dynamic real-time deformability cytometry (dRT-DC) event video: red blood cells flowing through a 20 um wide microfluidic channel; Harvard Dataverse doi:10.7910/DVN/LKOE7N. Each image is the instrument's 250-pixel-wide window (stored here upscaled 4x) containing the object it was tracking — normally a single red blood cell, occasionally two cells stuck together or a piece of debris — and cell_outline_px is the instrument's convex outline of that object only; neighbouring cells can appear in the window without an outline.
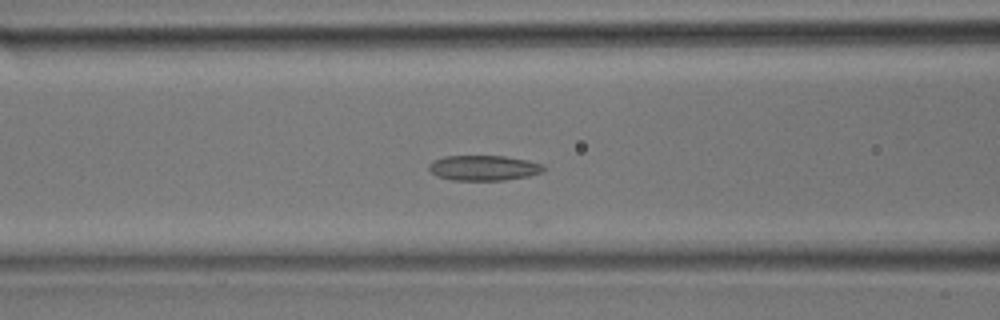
{"species": "common noctule bat (a hibernating species)", "species_latin": "Nyctalus noctula", "temperature_condition": "room temperature", "stored_images_in_passage": 24, "camera_frame_rate_fps": 3000, "um_per_image_px": 0.085, "animal": {"sex": "male", "body_mass_g": 17.9}, "frame": {"image": 1, "passage_image": 4, "time_ms": 1.0, "image_size_px": [1000, 320], "cell_outline_px": [[544, 168], [540, 172], [528, 176], [504, 180], [452, 180], [436, 176], [428, 168], [428, 164], [432, 160], [444, 156], [504, 156], [528, 160], [544, 164]], "centroid_in_image_um": [41.08, 14.26], "position_along_channel_um": 125.5, "area_um2": 16.88}}
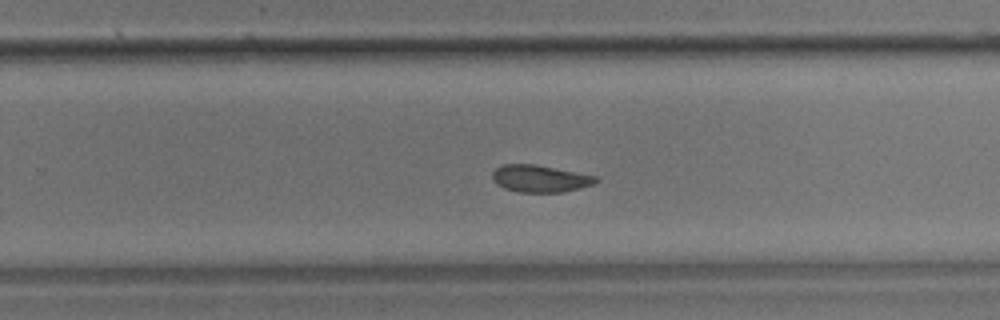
{"frame": {"image": 2, "passage_image": 12, "time_ms": 3.667, "image_size_px": [1000, 320], "cell_outline_px": [[600, 180], [592, 184], [580, 188], [564, 192], [520, 192], [504, 188], [496, 184], [492, 180], [492, 172], [496, 168], [504, 164], [536, 164], [596, 176]], "centroid_in_image_um": [45.88, 15.18], "position_along_channel_um": 283.9, "area_um2": 16.36}}
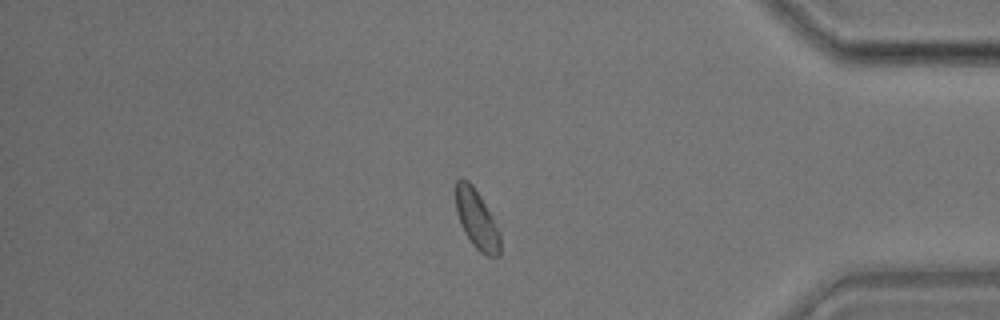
{"frame": {"image": 3, "passage_image": 19, "time_ms": 6.0, "image_size_px": [1000, 320], "cell_outline_px": [[500, 256], [488, 256], [480, 252], [472, 244], [464, 232], [460, 224], [456, 212], [456, 180], [460, 176], [468, 180], [472, 184], [480, 196], [492, 216], [500, 232]], "centroid_in_image_um": [40.51, 18.64], "position_along_channel_um": 394.7, "area_um2": 15.37}}